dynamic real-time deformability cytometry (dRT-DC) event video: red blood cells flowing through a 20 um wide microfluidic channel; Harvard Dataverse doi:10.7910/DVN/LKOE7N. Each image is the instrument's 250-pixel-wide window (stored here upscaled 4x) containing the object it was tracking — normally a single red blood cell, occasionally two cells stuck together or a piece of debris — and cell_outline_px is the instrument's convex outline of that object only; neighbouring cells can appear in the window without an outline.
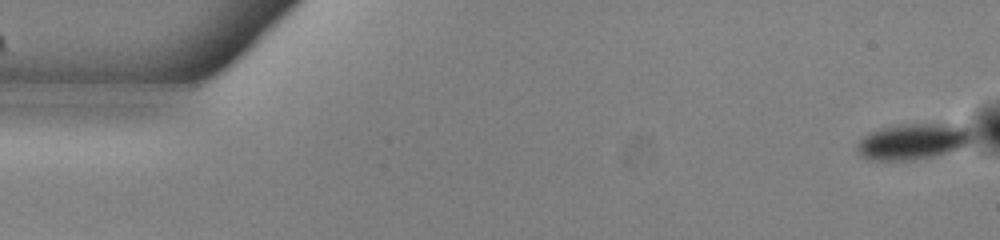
{"species": "common noctule bat (a hibernating species)", "species_latin": "Nyctalus noctula", "temperature_condition": "warm", "stored_images_in_passage": 53, "camera_frame_rate_fps": 3000, "um_per_image_px": 0.085, "animal": {"sex": "male", "body_mass_g": 13.0, "forearm_length_mm": 53.1}, "frame": {"image": 1, "passage_image": 1, "time_ms": 0.0, "image_size_px": [1000, 240], "cell_outline_px": [[972, 140], [968, 144], [932, 156], [908, 160], [868, 160], [860, 156], [856, 148], [860, 140], [868, 132], [880, 128], [900, 124], [952, 124], [964, 128], [968, 132]], "centroid_in_image_um": [77.49, 12.02], "position_along_channel_um": 7.5, "area_um2": 23.58}}
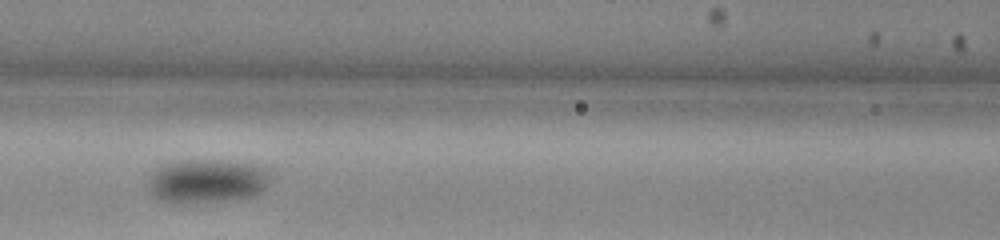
{"frame": {"image": 2, "passage_image": 23, "time_ms": 7.333, "image_size_px": [1000, 240], "cell_outline_px": [[264, 188], [260, 192], [252, 196], [224, 200], [176, 204], [168, 204], [160, 200], [148, 188], [148, 180], [152, 172], [156, 168], [180, 160], [228, 160], [252, 164], [264, 168]], "centroid_in_image_um": [17.47, 15.39], "position_along_channel_um": 149.1, "area_um2": 30.69}}
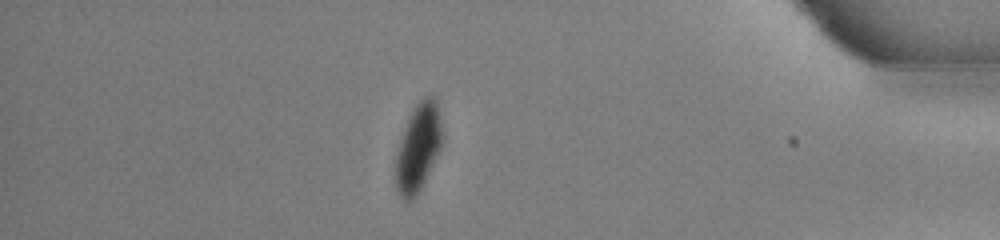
{"frame": {"image": 3, "passage_image": 46, "time_ms": 15.0, "image_size_px": [1000, 240], "cell_outline_px": [[440, 148], [416, 196], [412, 200], [404, 200], [396, 188], [396, 156], [400, 140], [408, 120], [416, 104], [428, 92], [436, 100], [440, 124]], "centroid_in_image_um": [35.52, 12.53], "position_along_channel_um": 399.7, "area_um2": 22.77}, "authors_computed_cell_mechanics": {"area_um2": 26.9926, "velocity_mm_per_s": 3.8357, "shape_relaxation_time_tau1_ms": 2.1943, "shape_relaxation_time_tau2_ms": 5.1494, "deformation_change_tau1": 0.0828, "deformation_change_tau2": 0.0481}}